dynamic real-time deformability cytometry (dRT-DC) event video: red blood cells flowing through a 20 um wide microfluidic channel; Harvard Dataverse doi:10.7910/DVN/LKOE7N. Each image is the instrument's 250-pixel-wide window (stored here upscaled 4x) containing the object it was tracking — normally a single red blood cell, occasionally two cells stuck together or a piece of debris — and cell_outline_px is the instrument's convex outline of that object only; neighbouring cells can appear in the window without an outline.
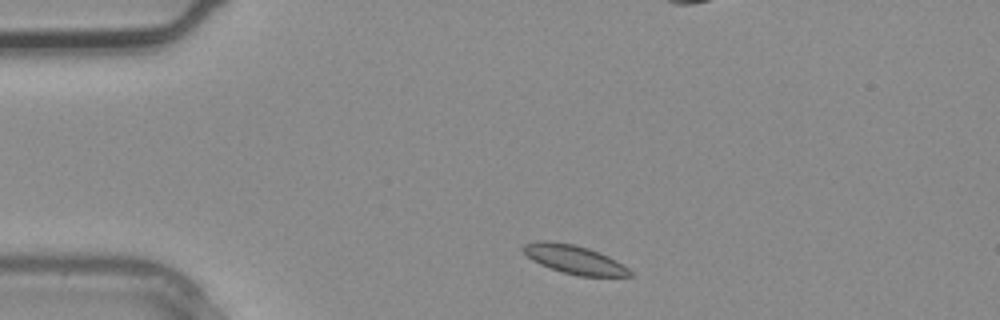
{"species": "common noctule bat (a hibernating species)", "species_latin": "Nyctalus noctula", "temperature_condition": "warm", "stored_images_in_passage": 3, "camera_frame_rate_fps": 3000, "um_per_image_px": 0.085, "animal": {"sex": "male", "body_mass_g": 20.4}, "frame": {"image": 1, "passage_image": 1, "time_ms": 0.0, "image_size_px": [1000, 320], "cell_outline_px": [[636, 276], [580, 276], [564, 272], [540, 264], [532, 260], [520, 248], [524, 244], [536, 240], [544, 240], [572, 244], [588, 248], [600, 252], [616, 260], [628, 268]], "centroid_in_image_um": [48.82, 22.04], "position_along_channel_um": 36.2, "area_um2": 17.74}}
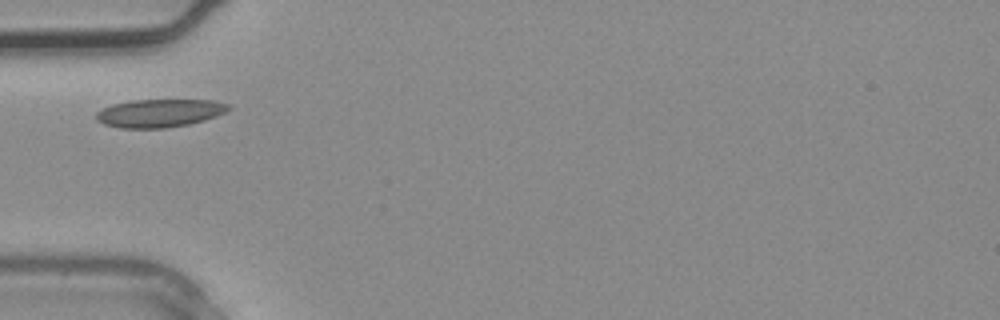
{"frame": {"image": 2, "passage_image": 3, "time_ms": 0.667, "image_size_px": [1000, 320], "cell_outline_px": [[232, 108], [216, 116], [204, 120], [188, 124], [164, 128], [120, 128], [104, 124], [96, 120], [96, 112], [112, 104], [132, 100], [212, 100], [232, 104]], "centroid_in_image_um": [13.57, 9.61], "position_along_channel_um": 71.4, "area_um2": 21.68}}